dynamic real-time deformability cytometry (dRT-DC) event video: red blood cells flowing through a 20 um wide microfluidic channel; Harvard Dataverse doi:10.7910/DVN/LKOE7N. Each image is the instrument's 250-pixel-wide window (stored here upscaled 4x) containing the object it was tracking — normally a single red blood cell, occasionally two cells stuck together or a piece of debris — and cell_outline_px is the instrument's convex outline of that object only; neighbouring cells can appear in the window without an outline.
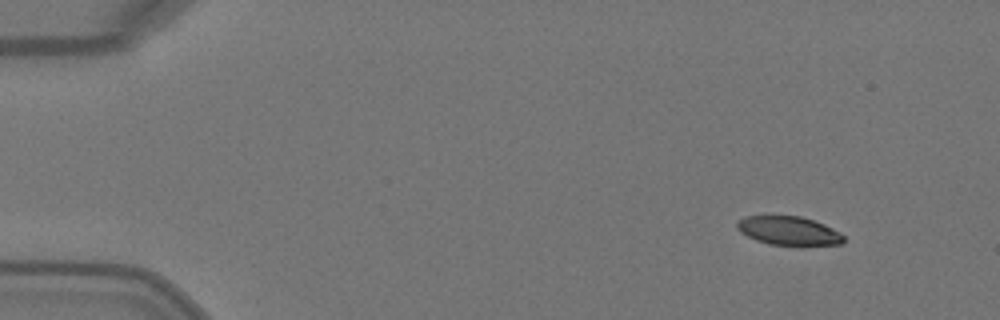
{"species": "Egyptian fruit bat (a non-hibernating species)", "species_latin": "Rousettus aegyptiacus", "temperature_condition": "warm", "stored_images_in_passage": 5, "camera_frame_rate_fps": 3000, "um_per_image_px": 0.085, "animal": {"sex": "female"}, "frame": {"image": 1, "passage_image": 1, "time_ms": 0.0, "image_size_px": [1000, 320], "cell_outline_px": [[844, 244], [768, 244], [756, 240], [740, 232], [736, 228], [736, 224], [744, 216], [764, 212], [768, 212], [800, 216], [824, 224], [840, 232], [844, 236]], "centroid_in_image_um": [66.95, 19.53], "position_along_channel_um": 18.1, "area_um2": 18.38}}
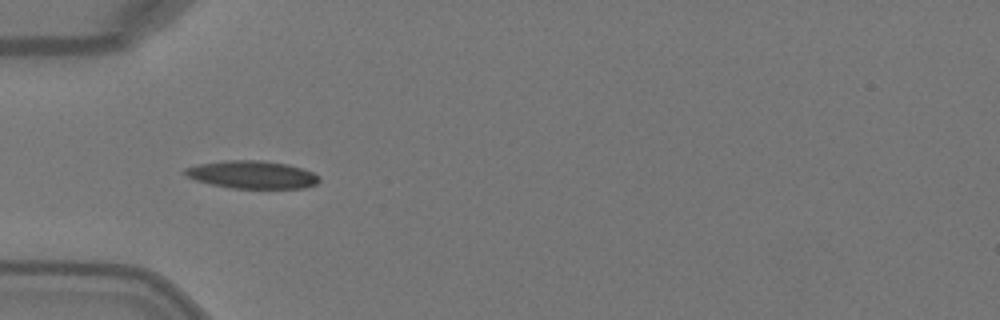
{"frame": {"image": 2, "passage_image": 4, "time_ms": 1.0, "image_size_px": [1000, 320], "cell_outline_px": [[320, 180], [316, 184], [304, 188], [232, 188], [212, 184], [196, 180], [180, 172], [184, 168], [196, 164], [228, 160], [260, 160], [288, 164], [312, 172], [320, 176]], "centroid_in_image_um": [21.41, 14.84], "position_along_channel_um": 63.6, "area_um2": 21.73}}
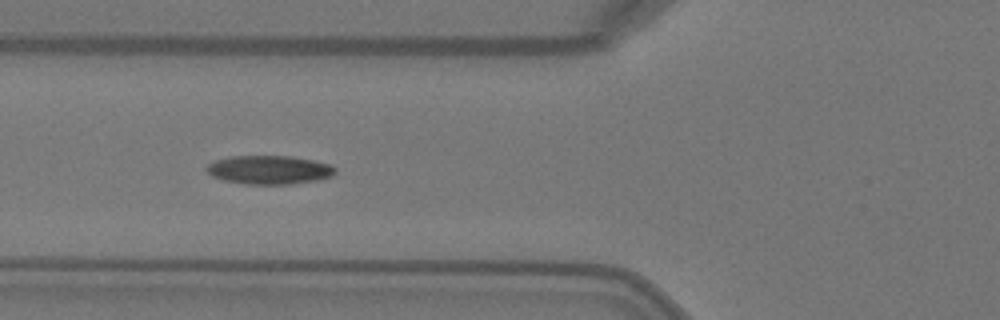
{"frame": {"image": 3, "passage_image": 5, "time_ms": 1.333, "image_size_px": [1000, 320], "cell_outline_px": [[336, 172], [332, 176], [316, 180], [288, 184], [244, 184], [224, 180], [212, 176], [204, 168], [208, 164], [216, 160], [228, 156], [292, 156], [332, 164], [336, 168]], "centroid_in_image_um": [22.88, 14.43], "position_along_channel_um": 102.9, "area_um2": 21.56}}